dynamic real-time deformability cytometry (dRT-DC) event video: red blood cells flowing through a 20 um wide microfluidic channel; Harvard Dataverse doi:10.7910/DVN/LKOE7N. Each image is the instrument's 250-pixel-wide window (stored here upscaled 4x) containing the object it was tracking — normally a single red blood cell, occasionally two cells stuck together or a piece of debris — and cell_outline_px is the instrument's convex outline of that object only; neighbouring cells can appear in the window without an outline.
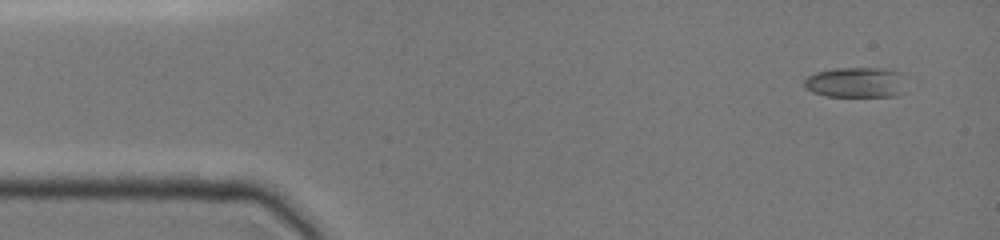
{"species": "common noctule bat (a hibernating species)", "species_latin": "Nyctalus noctula", "temperature_condition": "cold", "stored_images_in_passage": 3, "camera_frame_rate_fps": 3000, "um_per_image_px": 0.085, "animal": {"sex": "female", "body_mass_g": 19.0, "forearm_length_mm": 51.5}, "frame": {"image": 1, "passage_image": 3, "time_ms": 1.333, "image_size_px": [1000, 240], "cell_outline_px": [[904, 92], [896, 96], [828, 96], [812, 92], [804, 88], [804, 80], [808, 76], [816, 72], [836, 68], [884, 68], [900, 72]], "centroid_in_image_um": [72.72, 7.0], "position_along_channel_um": 12.3, "area_um2": 17.98}}